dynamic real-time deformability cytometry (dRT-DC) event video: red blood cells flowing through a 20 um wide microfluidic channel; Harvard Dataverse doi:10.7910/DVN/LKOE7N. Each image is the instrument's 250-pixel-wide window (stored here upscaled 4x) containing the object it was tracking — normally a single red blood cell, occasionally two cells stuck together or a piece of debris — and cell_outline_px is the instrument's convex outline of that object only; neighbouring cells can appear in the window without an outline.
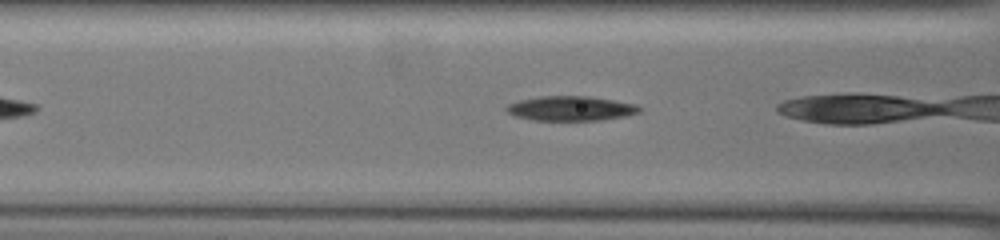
{"species": "common noctule bat (a hibernating species)", "species_latin": "Nyctalus noctula", "temperature_condition": "warm", "stored_images_in_passage": 9, "camera_frame_rate_fps": 3000, "um_per_image_px": 0.085, "animal": {"sex": "female", "body_mass_g": 19.5, "forearm_length_mm": 54.1}, "frame": {"image": 1, "passage_image": 4, "time_ms": 1.0, "image_size_px": [1000, 240], "cell_outline_px": [[640, 112], [628, 116], [600, 120], [532, 120], [516, 116], [508, 112], [504, 108], [508, 104], [520, 100], [540, 96], [588, 96], [636, 104], [640, 108]], "centroid_in_image_um": [48.52, 9.22], "position_along_channel_um": 118.1, "area_um2": 19.02}}
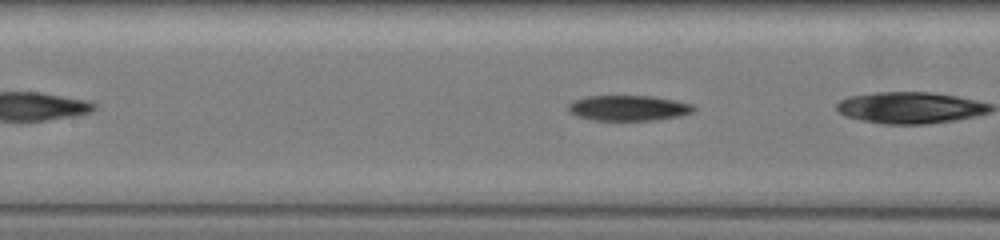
{"frame": {"image": 2, "passage_image": 7, "time_ms": 2.0, "image_size_px": [1000, 240], "cell_outline_px": [[696, 108], [692, 112], [680, 116], [656, 120], [592, 120], [576, 116], [568, 112], [568, 104], [572, 100], [588, 96], [648, 96], [672, 100], [692, 104]], "centroid_in_image_um": [53.36, 9.19], "position_along_channel_um": 154.0, "area_um2": 18.55}}